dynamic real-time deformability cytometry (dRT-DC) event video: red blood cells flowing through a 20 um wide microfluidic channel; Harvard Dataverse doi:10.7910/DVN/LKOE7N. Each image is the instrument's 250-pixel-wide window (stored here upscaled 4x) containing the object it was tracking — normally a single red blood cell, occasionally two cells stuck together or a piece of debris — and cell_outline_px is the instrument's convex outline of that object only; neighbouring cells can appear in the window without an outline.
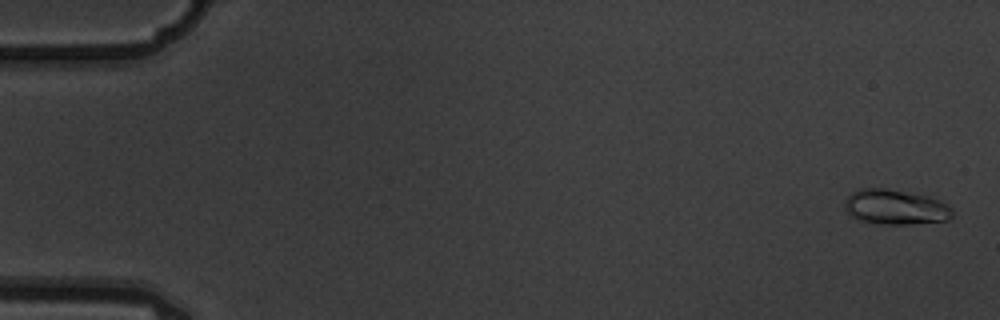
{"species": "common noctule bat (a hibernating species)", "species_latin": "Nyctalus noctula", "temperature_condition": "warm", "stored_images_in_passage": 15, "camera_frame_rate_fps": 3000, "um_per_image_px": 0.085, "animal": {"sex": "male", "body_mass_g": 19.5, "forearm_length_mm": 54.6}, "frame": {"image": 1, "passage_image": 1, "time_ms": 0.0, "image_size_px": [1000, 320], "cell_outline_px": [[952, 216], [948, 220], [912, 224], [880, 224], [860, 220], [852, 216], [844, 208], [844, 200], [852, 192], [860, 188], [884, 188], [924, 196], [940, 200], [948, 204], [952, 208]], "centroid_in_image_um": [76.09, 17.61], "position_along_channel_um": 8.9, "area_um2": 21.85}}
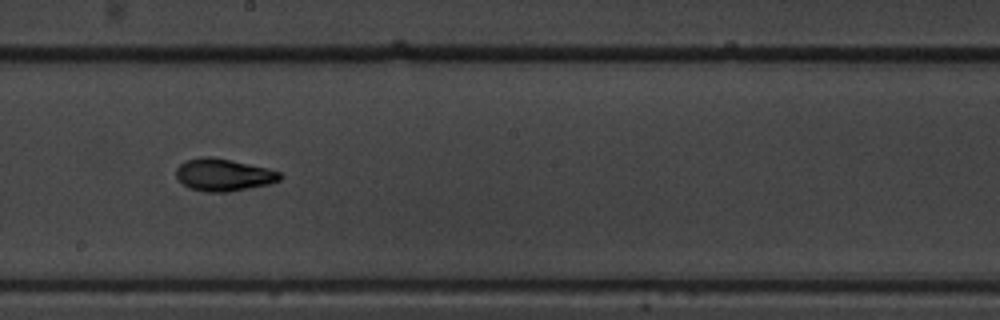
{"frame": {"image": 2, "passage_image": 9, "time_ms": 2.667, "image_size_px": [1000, 320], "cell_outline_px": [[284, 176], [280, 180], [268, 184], [228, 192], [208, 192], [192, 188], [184, 184], [176, 176], [176, 168], [184, 160], [200, 156], [212, 156], [268, 168], [280, 172]], "centroid_in_image_um": [19.0, 14.84], "position_along_channel_um": 229.2, "area_um2": 19.54}}
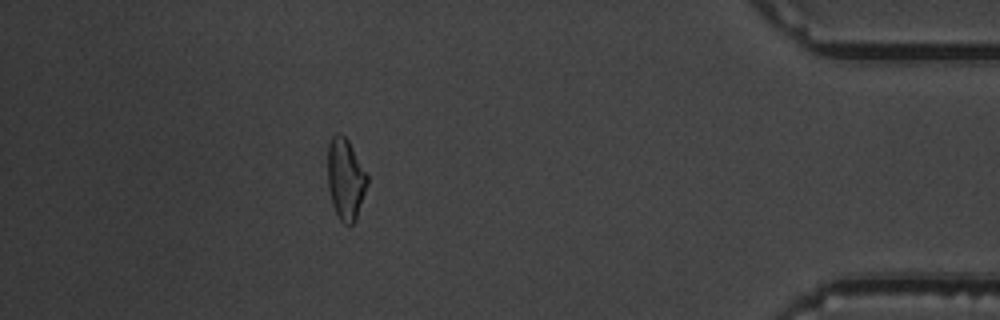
{"frame": {"image": 3, "passage_image": 14, "time_ms": 4.333, "image_size_px": [1000, 320], "cell_outline_px": [[368, 184], [356, 220], [348, 228], [340, 220], [332, 204], [328, 188], [328, 144], [332, 136], [336, 132], [340, 132], [348, 140], [368, 176]], "centroid_in_image_um": [29.37, 15.24], "position_along_channel_um": 405.8, "area_um2": 18.9}}